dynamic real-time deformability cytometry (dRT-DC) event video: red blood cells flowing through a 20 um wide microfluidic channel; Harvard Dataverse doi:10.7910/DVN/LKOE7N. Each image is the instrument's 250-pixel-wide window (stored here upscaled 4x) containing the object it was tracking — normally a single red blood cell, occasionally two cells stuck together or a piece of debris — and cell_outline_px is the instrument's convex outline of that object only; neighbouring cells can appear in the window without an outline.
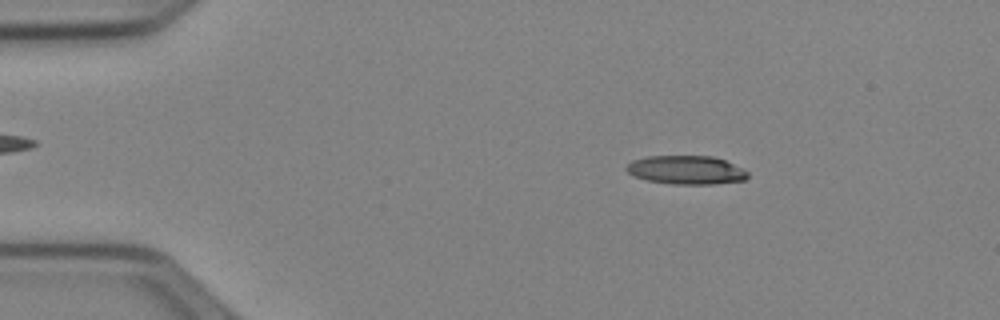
{"species": "Egyptian fruit bat (a non-hibernating species)", "species_latin": "Rousettus aegyptiacus", "temperature_condition": "cold", "stored_images_in_passage": 51, "camera_frame_rate_fps": 3000, "um_per_image_px": 0.085, "animal": {"sex": "female"}, "frame": {"image": 1, "passage_image": 8, "time_ms": 2.333, "image_size_px": [1000, 320], "cell_outline_px": [[748, 176], [744, 180], [712, 184], [672, 184], [648, 180], [632, 176], [624, 168], [632, 160], [648, 156], [712, 156], [724, 160], [744, 168], [748, 172]], "centroid_in_image_um": [58.32, 14.44], "position_along_channel_um": 26.7, "area_um2": 20.29}}
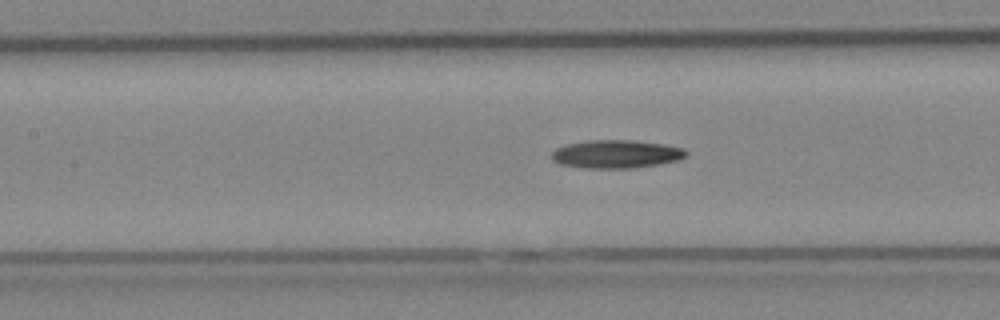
{"frame": {"image": 2, "passage_image": 23, "time_ms": 7.333, "image_size_px": [1000, 320], "cell_outline_px": [[688, 152], [680, 160], [632, 168], [584, 168], [560, 164], [552, 160], [552, 152], [556, 148], [568, 144], [588, 140], [632, 140], [664, 144], [684, 148]], "centroid_in_image_um": [52.37, 13.09], "position_along_channel_um": 155.0, "area_um2": 22.02}}
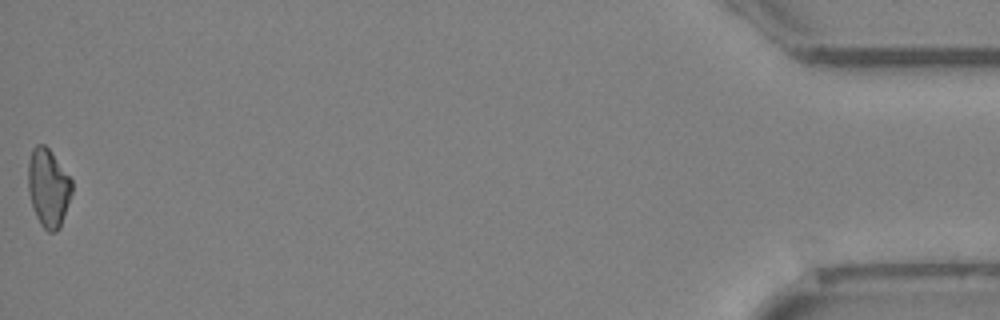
{"frame": {"image": 3, "passage_image": 51, "time_ms": 16.667, "image_size_px": [1000, 320], "cell_outline_px": [[72, 192], [60, 228], [56, 232], [48, 232], [40, 224], [36, 216], [28, 192], [28, 160], [32, 148], [36, 144], [44, 144], [48, 148], [72, 180]], "centroid_in_image_um": [4.09, 15.96], "position_along_channel_um": 431.1, "area_um2": 19.94}, "authors_computed_cell_mechanics": {"area_um2": 20.4612, "velocity_mm_per_s": 3.9824, "shape_relaxation_time_tau1_ms": 7.4648, "shape_relaxation_time_tau2_ms": null, "deformation_change_tau1": 0.1644, "deformation_change_tau2": null}}